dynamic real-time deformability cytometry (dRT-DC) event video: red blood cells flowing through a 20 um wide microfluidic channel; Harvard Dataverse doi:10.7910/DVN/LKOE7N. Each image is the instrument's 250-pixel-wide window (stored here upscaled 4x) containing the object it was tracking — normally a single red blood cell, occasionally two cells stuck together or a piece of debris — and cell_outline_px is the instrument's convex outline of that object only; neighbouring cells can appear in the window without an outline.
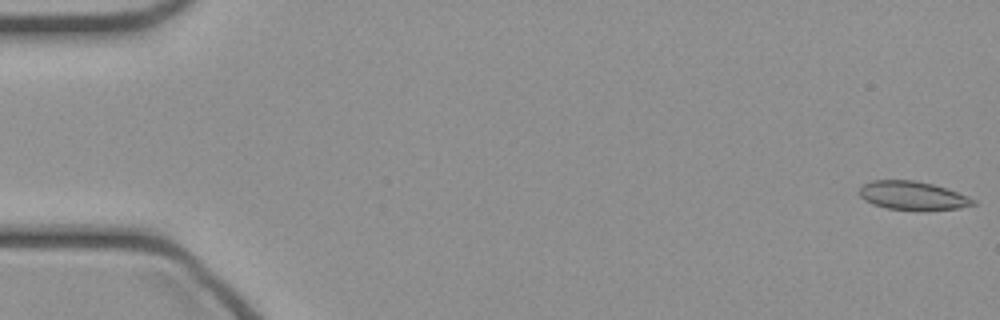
{"species": "common noctule bat (a hibernating species)", "species_latin": "Nyctalus noctula", "temperature_condition": "cold", "stored_images_in_passage": 47, "camera_frame_rate_fps": 3000, "um_per_image_px": 0.085, "animal": {"sex": "female", "body_mass_g": 21.9}, "frame": {"image": 1, "passage_image": 1, "time_ms": 0.0, "image_size_px": [1000, 320], "cell_outline_px": [[976, 204], [960, 208], [888, 208], [872, 204], [864, 200], [860, 196], [860, 188], [864, 184], [872, 180], [916, 180], [932, 184], [968, 196], [976, 200]], "centroid_in_image_um": [77.54, 16.59], "position_along_channel_um": 7.5, "area_um2": 18.21}}
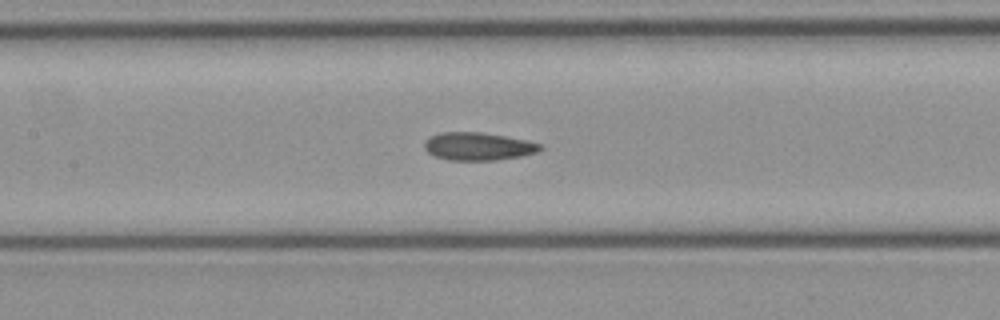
{"frame": {"image": 2, "passage_image": 22, "time_ms": 7.0, "image_size_px": [1000, 320], "cell_outline_px": [[544, 148], [540, 152], [520, 156], [496, 160], [448, 160], [436, 156], [428, 152], [424, 148], [424, 140], [428, 136], [440, 132], [480, 132], [528, 140], [540, 144]], "centroid_in_image_um": [40.64, 12.43], "position_along_channel_um": 166.8, "area_um2": 18.96}}
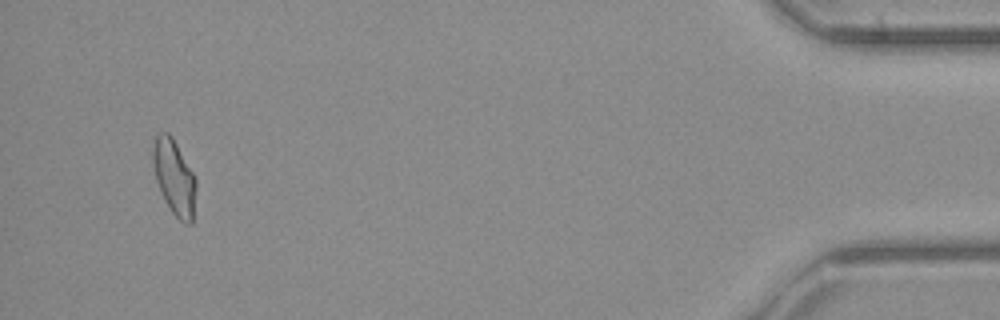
{"frame": {"image": 3, "passage_image": 45, "time_ms": 14.667, "image_size_px": [1000, 320], "cell_outline_px": [[196, 188], [192, 224], [184, 224], [172, 212], [164, 200], [160, 192], [156, 180], [152, 164], [152, 140], [160, 132], [168, 132], [172, 136], [196, 176]], "centroid_in_image_um": [14.8, 15.04], "position_along_channel_um": 420.4, "area_um2": 19.31}}